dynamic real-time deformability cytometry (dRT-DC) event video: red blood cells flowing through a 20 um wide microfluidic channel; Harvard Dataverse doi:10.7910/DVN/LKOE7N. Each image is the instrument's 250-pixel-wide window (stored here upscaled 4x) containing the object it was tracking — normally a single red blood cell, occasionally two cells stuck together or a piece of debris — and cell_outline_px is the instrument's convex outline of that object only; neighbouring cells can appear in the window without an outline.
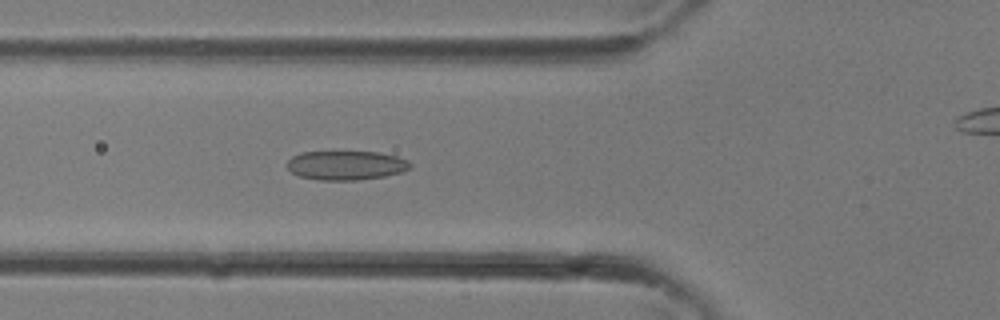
{"species": "common noctule bat (a hibernating species)", "species_latin": "Nyctalus noctula", "temperature_condition": "room temperature", "stored_images_in_passage": 33, "camera_frame_rate_fps": 3000, "um_per_image_px": 0.085, "animal": {"sex": "female"}, "frame": {"image": 1, "passage_image": 11, "time_ms": 3.333, "image_size_px": [1000, 320], "cell_outline_px": [[412, 168], [404, 172], [384, 176], [360, 180], [320, 180], [300, 176], [292, 172], [288, 168], [288, 160], [292, 156], [300, 152], [380, 152], [396, 156], [408, 160], [412, 164]], "centroid_in_image_um": [29.47, 14.05], "position_along_channel_um": 96.3, "area_um2": 21.04}}
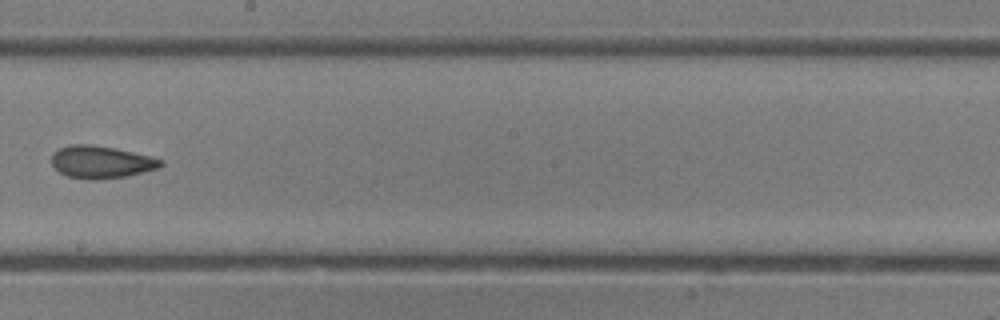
{"frame": {"image": 2, "passage_image": 18, "time_ms": 5.667, "image_size_px": [1000, 320], "cell_outline_px": [[164, 164], [160, 168], [128, 176], [92, 180], [88, 180], [68, 176], [60, 172], [52, 164], [52, 152], [60, 148], [72, 144], [88, 144], [116, 148], [164, 160]], "centroid_in_image_um": [8.61, 13.78], "position_along_channel_um": 239.6, "area_um2": 20.63}}
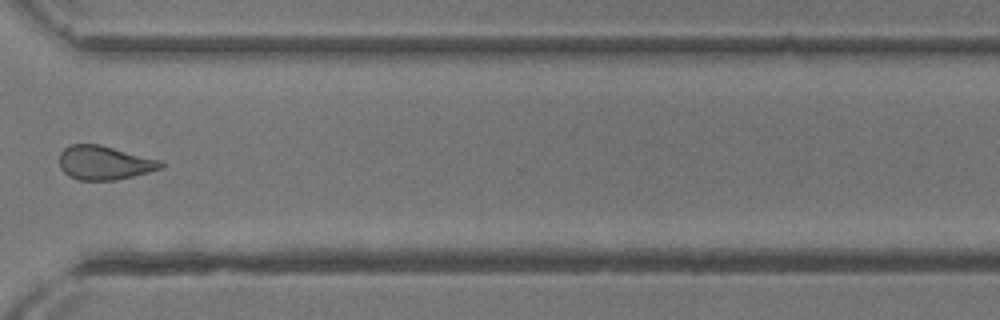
{"frame": {"image": 3, "passage_image": 24, "time_ms": 7.667, "image_size_px": [1000, 320], "cell_outline_px": [[164, 168], [116, 180], [80, 180], [68, 176], [60, 168], [60, 152], [68, 144], [100, 144], [160, 160], [164, 164]], "centroid_in_image_um": [8.86, 13.83], "position_along_channel_um": 361.7, "area_um2": 20.11}}